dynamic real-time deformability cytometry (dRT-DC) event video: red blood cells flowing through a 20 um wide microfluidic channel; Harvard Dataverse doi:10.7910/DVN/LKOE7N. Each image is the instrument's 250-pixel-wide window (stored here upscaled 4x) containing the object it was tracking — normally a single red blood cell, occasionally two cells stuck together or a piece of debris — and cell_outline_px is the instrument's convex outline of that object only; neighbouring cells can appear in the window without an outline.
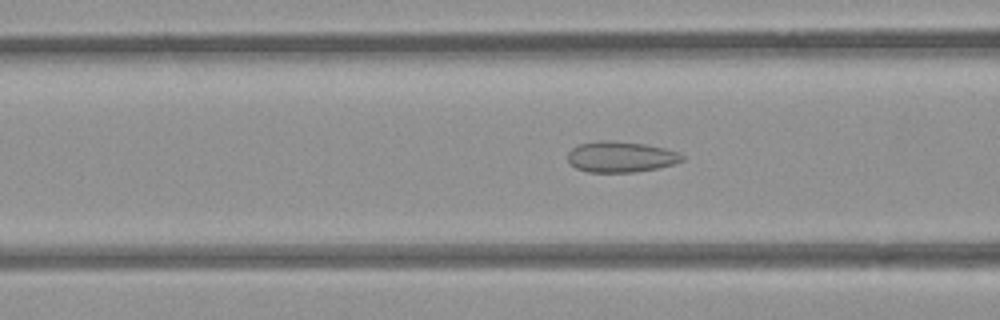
{"species": "common noctule bat (a hibernating species)", "species_latin": "Nyctalus noctula", "temperature_condition": "room temperature", "stored_images_in_passage": 52, "camera_frame_rate_fps": 3000, "um_per_image_px": 0.085, "animal": {"sex": "female", "body_mass_g": 21.9}, "frame": {"image": 1, "passage_image": 19, "time_ms": 6.0, "image_size_px": [1000, 320], "cell_outline_px": [[684, 160], [676, 164], [660, 168], [636, 172], [588, 172], [576, 168], [568, 160], [568, 152], [572, 148], [580, 144], [600, 140], [608, 140], [644, 144], [664, 148], [676, 152], [684, 156]], "centroid_in_image_um": [52.79, 13.34], "position_along_channel_um": 113.8, "area_um2": 20.58}}
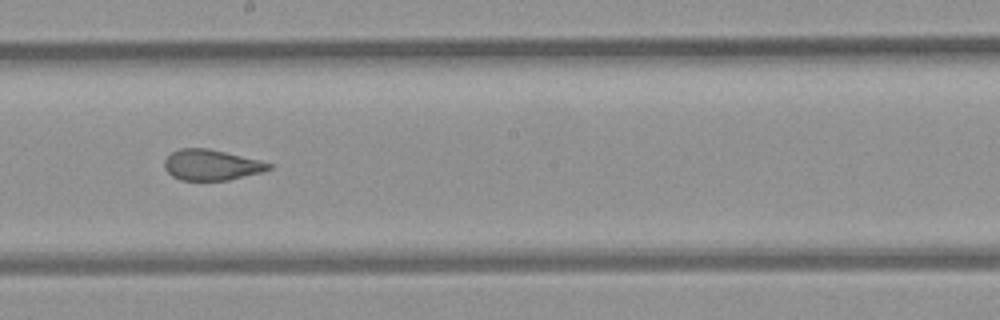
{"frame": {"image": 2, "passage_image": 28, "time_ms": 9.0, "image_size_px": [1000, 320], "cell_outline_px": [[272, 168], [260, 172], [228, 180], [180, 180], [172, 176], [164, 168], [164, 160], [172, 152], [180, 148], [208, 148], [260, 160], [272, 164]], "centroid_in_image_um": [17.94, 14.01], "position_along_channel_um": 230.3, "area_um2": 18.55}}
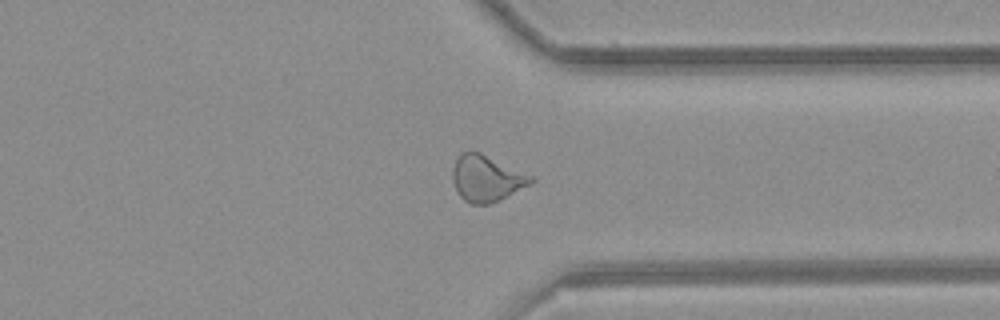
{"frame": {"image": 3, "passage_image": 39, "time_ms": 12.667, "image_size_px": [1000, 320], "cell_outline_px": [[536, 180], [532, 184], [488, 204], [472, 204], [464, 200], [460, 196], [452, 180], [452, 168], [460, 152], [480, 152], [536, 176]], "centroid_in_image_um": [41.39, 15.14], "position_along_channel_um": 370.0, "area_um2": 21.21}, "authors_computed_cell_mechanics": {"area_um2": 21.4149, "velocity_mm_per_s": 3.8651, "shape_relaxation_time_tau1_ms": null, "shape_relaxation_time_tau2_ms": 1.3322, "deformation_change_tau1": null, "deformation_change_tau2": 0.0847}}